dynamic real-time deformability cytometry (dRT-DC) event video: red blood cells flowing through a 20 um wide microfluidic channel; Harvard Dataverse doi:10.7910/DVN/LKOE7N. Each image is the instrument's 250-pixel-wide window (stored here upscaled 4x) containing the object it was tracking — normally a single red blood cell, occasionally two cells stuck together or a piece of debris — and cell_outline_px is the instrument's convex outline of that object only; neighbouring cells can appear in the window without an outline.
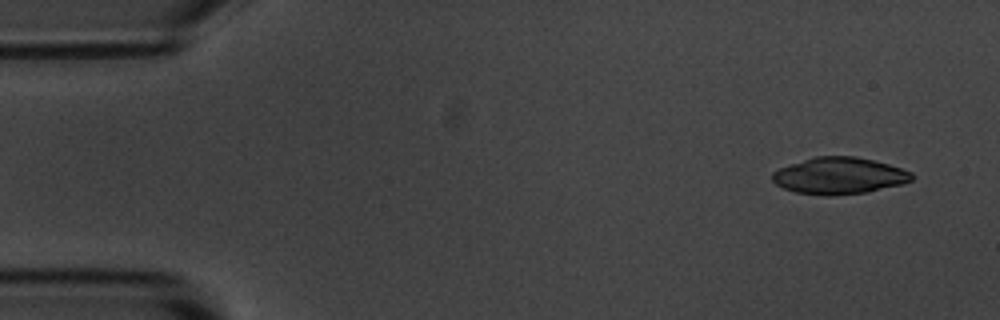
{"species": "common noctule bat (a hibernating species)", "species_latin": "Nyctalus noctula", "temperature_condition": "room temperature", "stored_images_in_passage": 4, "camera_frame_rate_fps": 3000, "um_per_image_px": 0.085, "animal": {"sex": "male", "body_mass_g": 20.1, "forearm_length_mm": 53.5}, "frame": {"image": 1, "passage_image": 1, "time_ms": 0.0, "image_size_px": [1000, 320], "cell_outline_px": [[916, 176], [912, 180], [900, 184], [868, 192], [832, 196], [824, 196], [796, 192], [784, 188], [776, 184], [772, 180], [772, 172], [780, 168], [816, 156], [856, 156], [888, 164], [912, 172]], "centroid_in_image_um": [71.35, 14.95], "position_along_channel_um": 13.7, "area_um2": 29.71}}